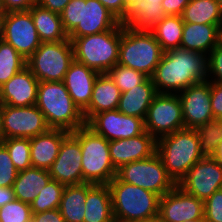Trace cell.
Instances as JSON below:
<instances>
[{"mask_svg": "<svg viewBox=\"0 0 222 222\" xmlns=\"http://www.w3.org/2000/svg\"><path fill=\"white\" fill-rule=\"evenodd\" d=\"M202 53L183 48L164 51L151 76L157 93L182 91L207 81V58ZM167 89L166 91L161 89ZM171 90L170 92H168Z\"/></svg>", "mask_w": 222, "mask_h": 222, "instance_id": "obj_1", "label": "cell"}, {"mask_svg": "<svg viewBox=\"0 0 222 222\" xmlns=\"http://www.w3.org/2000/svg\"><path fill=\"white\" fill-rule=\"evenodd\" d=\"M36 106L49 128L74 132L86 125L83 112L72 100L63 81H39Z\"/></svg>", "mask_w": 222, "mask_h": 222, "instance_id": "obj_2", "label": "cell"}, {"mask_svg": "<svg viewBox=\"0 0 222 222\" xmlns=\"http://www.w3.org/2000/svg\"><path fill=\"white\" fill-rule=\"evenodd\" d=\"M115 222L146 221L158 218L160 196L116 176L107 184Z\"/></svg>", "mask_w": 222, "mask_h": 222, "instance_id": "obj_3", "label": "cell"}, {"mask_svg": "<svg viewBox=\"0 0 222 222\" xmlns=\"http://www.w3.org/2000/svg\"><path fill=\"white\" fill-rule=\"evenodd\" d=\"M156 153L176 184L203 158L196 129L183 128L159 137Z\"/></svg>", "mask_w": 222, "mask_h": 222, "instance_id": "obj_4", "label": "cell"}, {"mask_svg": "<svg viewBox=\"0 0 222 222\" xmlns=\"http://www.w3.org/2000/svg\"><path fill=\"white\" fill-rule=\"evenodd\" d=\"M60 17L71 42L78 37L111 30L120 23L99 0H70Z\"/></svg>", "mask_w": 222, "mask_h": 222, "instance_id": "obj_5", "label": "cell"}, {"mask_svg": "<svg viewBox=\"0 0 222 222\" xmlns=\"http://www.w3.org/2000/svg\"><path fill=\"white\" fill-rule=\"evenodd\" d=\"M122 24L93 35L75 38L72 41L74 60L102 73L112 69L119 59Z\"/></svg>", "mask_w": 222, "mask_h": 222, "instance_id": "obj_6", "label": "cell"}, {"mask_svg": "<svg viewBox=\"0 0 222 222\" xmlns=\"http://www.w3.org/2000/svg\"><path fill=\"white\" fill-rule=\"evenodd\" d=\"M164 51L150 30L122 25L118 64L151 78Z\"/></svg>", "mask_w": 222, "mask_h": 222, "instance_id": "obj_7", "label": "cell"}, {"mask_svg": "<svg viewBox=\"0 0 222 222\" xmlns=\"http://www.w3.org/2000/svg\"><path fill=\"white\" fill-rule=\"evenodd\" d=\"M80 142L83 183L107 185L117 173L109 153V141L87 125L71 132Z\"/></svg>", "mask_w": 222, "mask_h": 222, "instance_id": "obj_8", "label": "cell"}, {"mask_svg": "<svg viewBox=\"0 0 222 222\" xmlns=\"http://www.w3.org/2000/svg\"><path fill=\"white\" fill-rule=\"evenodd\" d=\"M74 61V49L70 40L41 43L27 59V67L38 81H63Z\"/></svg>", "mask_w": 222, "mask_h": 222, "instance_id": "obj_9", "label": "cell"}, {"mask_svg": "<svg viewBox=\"0 0 222 222\" xmlns=\"http://www.w3.org/2000/svg\"><path fill=\"white\" fill-rule=\"evenodd\" d=\"M116 177L120 181L139 186L160 197L177 185L167 174L157 153L149 158L122 165L117 170Z\"/></svg>", "mask_w": 222, "mask_h": 222, "instance_id": "obj_10", "label": "cell"}, {"mask_svg": "<svg viewBox=\"0 0 222 222\" xmlns=\"http://www.w3.org/2000/svg\"><path fill=\"white\" fill-rule=\"evenodd\" d=\"M144 126L145 131L156 140L159 136L183 129L184 119L179 96L175 93H157L148 108Z\"/></svg>", "mask_w": 222, "mask_h": 222, "instance_id": "obj_11", "label": "cell"}, {"mask_svg": "<svg viewBox=\"0 0 222 222\" xmlns=\"http://www.w3.org/2000/svg\"><path fill=\"white\" fill-rule=\"evenodd\" d=\"M2 40L10 44L27 61L41 44L31 13L7 12Z\"/></svg>", "mask_w": 222, "mask_h": 222, "instance_id": "obj_12", "label": "cell"}, {"mask_svg": "<svg viewBox=\"0 0 222 222\" xmlns=\"http://www.w3.org/2000/svg\"><path fill=\"white\" fill-rule=\"evenodd\" d=\"M177 185L204 202L215 191L222 189V166L213 157H203Z\"/></svg>", "mask_w": 222, "mask_h": 222, "instance_id": "obj_13", "label": "cell"}, {"mask_svg": "<svg viewBox=\"0 0 222 222\" xmlns=\"http://www.w3.org/2000/svg\"><path fill=\"white\" fill-rule=\"evenodd\" d=\"M2 117L5 139L32 138L49 129L43 113L36 105H3Z\"/></svg>", "mask_w": 222, "mask_h": 222, "instance_id": "obj_14", "label": "cell"}, {"mask_svg": "<svg viewBox=\"0 0 222 222\" xmlns=\"http://www.w3.org/2000/svg\"><path fill=\"white\" fill-rule=\"evenodd\" d=\"M86 125L108 141L128 139L145 131L142 118L127 116L117 109L95 114Z\"/></svg>", "mask_w": 222, "mask_h": 222, "instance_id": "obj_15", "label": "cell"}, {"mask_svg": "<svg viewBox=\"0 0 222 222\" xmlns=\"http://www.w3.org/2000/svg\"><path fill=\"white\" fill-rule=\"evenodd\" d=\"M158 219L160 222L204 219L203 201L176 185L170 192L161 196Z\"/></svg>", "mask_w": 222, "mask_h": 222, "instance_id": "obj_16", "label": "cell"}, {"mask_svg": "<svg viewBox=\"0 0 222 222\" xmlns=\"http://www.w3.org/2000/svg\"><path fill=\"white\" fill-rule=\"evenodd\" d=\"M82 153L79 140L70 132L61 143L59 153L50 167L49 174L53 180L63 185L83 183Z\"/></svg>", "mask_w": 222, "mask_h": 222, "instance_id": "obj_17", "label": "cell"}, {"mask_svg": "<svg viewBox=\"0 0 222 222\" xmlns=\"http://www.w3.org/2000/svg\"><path fill=\"white\" fill-rule=\"evenodd\" d=\"M184 128L196 129L214 119L211 106L210 82L204 81L181 91Z\"/></svg>", "mask_w": 222, "mask_h": 222, "instance_id": "obj_18", "label": "cell"}, {"mask_svg": "<svg viewBox=\"0 0 222 222\" xmlns=\"http://www.w3.org/2000/svg\"><path fill=\"white\" fill-rule=\"evenodd\" d=\"M157 140L147 131L128 139L109 141V153L116 170L122 165L143 160L156 153Z\"/></svg>", "mask_w": 222, "mask_h": 222, "instance_id": "obj_19", "label": "cell"}, {"mask_svg": "<svg viewBox=\"0 0 222 222\" xmlns=\"http://www.w3.org/2000/svg\"><path fill=\"white\" fill-rule=\"evenodd\" d=\"M39 81L26 66L0 87L3 105L24 107L36 105Z\"/></svg>", "mask_w": 222, "mask_h": 222, "instance_id": "obj_20", "label": "cell"}, {"mask_svg": "<svg viewBox=\"0 0 222 222\" xmlns=\"http://www.w3.org/2000/svg\"><path fill=\"white\" fill-rule=\"evenodd\" d=\"M99 74V72L74 60L64 76L63 83L72 100L82 112L89 106L93 85Z\"/></svg>", "mask_w": 222, "mask_h": 222, "instance_id": "obj_21", "label": "cell"}, {"mask_svg": "<svg viewBox=\"0 0 222 222\" xmlns=\"http://www.w3.org/2000/svg\"><path fill=\"white\" fill-rule=\"evenodd\" d=\"M70 132L49 128L46 132L30 138L32 167L49 170L58 156L63 139Z\"/></svg>", "mask_w": 222, "mask_h": 222, "instance_id": "obj_22", "label": "cell"}, {"mask_svg": "<svg viewBox=\"0 0 222 222\" xmlns=\"http://www.w3.org/2000/svg\"><path fill=\"white\" fill-rule=\"evenodd\" d=\"M121 91L107 73L96 78L89 106L83 111L86 123L97 113L118 108Z\"/></svg>", "mask_w": 222, "mask_h": 222, "instance_id": "obj_23", "label": "cell"}, {"mask_svg": "<svg viewBox=\"0 0 222 222\" xmlns=\"http://www.w3.org/2000/svg\"><path fill=\"white\" fill-rule=\"evenodd\" d=\"M221 26L184 22L180 48L204 55L207 51L211 52L220 42Z\"/></svg>", "mask_w": 222, "mask_h": 222, "instance_id": "obj_24", "label": "cell"}, {"mask_svg": "<svg viewBox=\"0 0 222 222\" xmlns=\"http://www.w3.org/2000/svg\"><path fill=\"white\" fill-rule=\"evenodd\" d=\"M165 16L167 15L162 3L135 0L128 3L127 11L120 23L136 30H151Z\"/></svg>", "mask_w": 222, "mask_h": 222, "instance_id": "obj_25", "label": "cell"}, {"mask_svg": "<svg viewBox=\"0 0 222 222\" xmlns=\"http://www.w3.org/2000/svg\"><path fill=\"white\" fill-rule=\"evenodd\" d=\"M156 94L152 79L147 78L142 84L121 93L117 110L127 116L139 117L144 120Z\"/></svg>", "mask_w": 222, "mask_h": 222, "instance_id": "obj_26", "label": "cell"}, {"mask_svg": "<svg viewBox=\"0 0 222 222\" xmlns=\"http://www.w3.org/2000/svg\"><path fill=\"white\" fill-rule=\"evenodd\" d=\"M83 222H115L108 185L87 183Z\"/></svg>", "mask_w": 222, "mask_h": 222, "instance_id": "obj_27", "label": "cell"}, {"mask_svg": "<svg viewBox=\"0 0 222 222\" xmlns=\"http://www.w3.org/2000/svg\"><path fill=\"white\" fill-rule=\"evenodd\" d=\"M41 43L69 40L60 14L52 12L35 3L29 10Z\"/></svg>", "mask_w": 222, "mask_h": 222, "instance_id": "obj_28", "label": "cell"}, {"mask_svg": "<svg viewBox=\"0 0 222 222\" xmlns=\"http://www.w3.org/2000/svg\"><path fill=\"white\" fill-rule=\"evenodd\" d=\"M51 179L49 171L45 169L30 167L18 172L13 184L15 199L31 204Z\"/></svg>", "mask_w": 222, "mask_h": 222, "instance_id": "obj_29", "label": "cell"}, {"mask_svg": "<svg viewBox=\"0 0 222 222\" xmlns=\"http://www.w3.org/2000/svg\"><path fill=\"white\" fill-rule=\"evenodd\" d=\"M87 183L66 185L60 201L59 211L65 222H83Z\"/></svg>", "mask_w": 222, "mask_h": 222, "instance_id": "obj_30", "label": "cell"}, {"mask_svg": "<svg viewBox=\"0 0 222 222\" xmlns=\"http://www.w3.org/2000/svg\"><path fill=\"white\" fill-rule=\"evenodd\" d=\"M181 18L194 24L222 25V10L216 0H191Z\"/></svg>", "mask_w": 222, "mask_h": 222, "instance_id": "obj_31", "label": "cell"}, {"mask_svg": "<svg viewBox=\"0 0 222 222\" xmlns=\"http://www.w3.org/2000/svg\"><path fill=\"white\" fill-rule=\"evenodd\" d=\"M184 28L181 16L167 15L159 21L151 32L163 51L180 48Z\"/></svg>", "mask_w": 222, "mask_h": 222, "instance_id": "obj_32", "label": "cell"}, {"mask_svg": "<svg viewBox=\"0 0 222 222\" xmlns=\"http://www.w3.org/2000/svg\"><path fill=\"white\" fill-rule=\"evenodd\" d=\"M27 66V61L8 43L0 40V87Z\"/></svg>", "mask_w": 222, "mask_h": 222, "instance_id": "obj_33", "label": "cell"}, {"mask_svg": "<svg viewBox=\"0 0 222 222\" xmlns=\"http://www.w3.org/2000/svg\"><path fill=\"white\" fill-rule=\"evenodd\" d=\"M64 188L65 185L51 179L31 202L32 214L59 208Z\"/></svg>", "mask_w": 222, "mask_h": 222, "instance_id": "obj_34", "label": "cell"}, {"mask_svg": "<svg viewBox=\"0 0 222 222\" xmlns=\"http://www.w3.org/2000/svg\"><path fill=\"white\" fill-rule=\"evenodd\" d=\"M200 152L203 157H213L222 140V119H212L196 128Z\"/></svg>", "mask_w": 222, "mask_h": 222, "instance_id": "obj_35", "label": "cell"}, {"mask_svg": "<svg viewBox=\"0 0 222 222\" xmlns=\"http://www.w3.org/2000/svg\"><path fill=\"white\" fill-rule=\"evenodd\" d=\"M7 150L18 172L32 167L30 138H7L1 143Z\"/></svg>", "mask_w": 222, "mask_h": 222, "instance_id": "obj_36", "label": "cell"}, {"mask_svg": "<svg viewBox=\"0 0 222 222\" xmlns=\"http://www.w3.org/2000/svg\"><path fill=\"white\" fill-rule=\"evenodd\" d=\"M107 74L122 93L142 84L148 78L141 72L122 66L118 63L110 69Z\"/></svg>", "mask_w": 222, "mask_h": 222, "instance_id": "obj_37", "label": "cell"}, {"mask_svg": "<svg viewBox=\"0 0 222 222\" xmlns=\"http://www.w3.org/2000/svg\"><path fill=\"white\" fill-rule=\"evenodd\" d=\"M30 204L14 199L0 207V222H31Z\"/></svg>", "mask_w": 222, "mask_h": 222, "instance_id": "obj_38", "label": "cell"}, {"mask_svg": "<svg viewBox=\"0 0 222 222\" xmlns=\"http://www.w3.org/2000/svg\"><path fill=\"white\" fill-rule=\"evenodd\" d=\"M17 174L8 150L0 144V186L13 187Z\"/></svg>", "mask_w": 222, "mask_h": 222, "instance_id": "obj_39", "label": "cell"}, {"mask_svg": "<svg viewBox=\"0 0 222 222\" xmlns=\"http://www.w3.org/2000/svg\"><path fill=\"white\" fill-rule=\"evenodd\" d=\"M205 222H222V189L203 202Z\"/></svg>", "mask_w": 222, "mask_h": 222, "instance_id": "obj_40", "label": "cell"}, {"mask_svg": "<svg viewBox=\"0 0 222 222\" xmlns=\"http://www.w3.org/2000/svg\"><path fill=\"white\" fill-rule=\"evenodd\" d=\"M211 55V56H210ZM207 72L213 73L217 78L212 82L222 83V42L220 41L210 52L207 59Z\"/></svg>", "mask_w": 222, "mask_h": 222, "instance_id": "obj_41", "label": "cell"}, {"mask_svg": "<svg viewBox=\"0 0 222 222\" xmlns=\"http://www.w3.org/2000/svg\"><path fill=\"white\" fill-rule=\"evenodd\" d=\"M210 94L214 119H222V83L210 81Z\"/></svg>", "mask_w": 222, "mask_h": 222, "instance_id": "obj_42", "label": "cell"}, {"mask_svg": "<svg viewBox=\"0 0 222 222\" xmlns=\"http://www.w3.org/2000/svg\"><path fill=\"white\" fill-rule=\"evenodd\" d=\"M191 0H163L162 6L166 15L181 16Z\"/></svg>", "mask_w": 222, "mask_h": 222, "instance_id": "obj_43", "label": "cell"}, {"mask_svg": "<svg viewBox=\"0 0 222 222\" xmlns=\"http://www.w3.org/2000/svg\"><path fill=\"white\" fill-rule=\"evenodd\" d=\"M109 11L121 20L127 11V0H99Z\"/></svg>", "mask_w": 222, "mask_h": 222, "instance_id": "obj_44", "label": "cell"}, {"mask_svg": "<svg viewBox=\"0 0 222 222\" xmlns=\"http://www.w3.org/2000/svg\"><path fill=\"white\" fill-rule=\"evenodd\" d=\"M31 222H65L59 208L32 214Z\"/></svg>", "mask_w": 222, "mask_h": 222, "instance_id": "obj_45", "label": "cell"}, {"mask_svg": "<svg viewBox=\"0 0 222 222\" xmlns=\"http://www.w3.org/2000/svg\"><path fill=\"white\" fill-rule=\"evenodd\" d=\"M37 0H3L6 12L28 11Z\"/></svg>", "mask_w": 222, "mask_h": 222, "instance_id": "obj_46", "label": "cell"}, {"mask_svg": "<svg viewBox=\"0 0 222 222\" xmlns=\"http://www.w3.org/2000/svg\"><path fill=\"white\" fill-rule=\"evenodd\" d=\"M70 0H37V4L52 12L60 14Z\"/></svg>", "mask_w": 222, "mask_h": 222, "instance_id": "obj_47", "label": "cell"}, {"mask_svg": "<svg viewBox=\"0 0 222 222\" xmlns=\"http://www.w3.org/2000/svg\"><path fill=\"white\" fill-rule=\"evenodd\" d=\"M15 199L13 187H1L0 186V207L7 203H10Z\"/></svg>", "mask_w": 222, "mask_h": 222, "instance_id": "obj_48", "label": "cell"}, {"mask_svg": "<svg viewBox=\"0 0 222 222\" xmlns=\"http://www.w3.org/2000/svg\"><path fill=\"white\" fill-rule=\"evenodd\" d=\"M213 158L217 163H219L222 166V140L218 144V147L215 150Z\"/></svg>", "mask_w": 222, "mask_h": 222, "instance_id": "obj_49", "label": "cell"}, {"mask_svg": "<svg viewBox=\"0 0 222 222\" xmlns=\"http://www.w3.org/2000/svg\"><path fill=\"white\" fill-rule=\"evenodd\" d=\"M2 111H3V104L0 102V144L5 139V133H4V129H3Z\"/></svg>", "mask_w": 222, "mask_h": 222, "instance_id": "obj_50", "label": "cell"}, {"mask_svg": "<svg viewBox=\"0 0 222 222\" xmlns=\"http://www.w3.org/2000/svg\"><path fill=\"white\" fill-rule=\"evenodd\" d=\"M6 15H0V40L3 36V28H4V19Z\"/></svg>", "mask_w": 222, "mask_h": 222, "instance_id": "obj_51", "label": "cell"}, {"mask_svg": "<svg viewBox=\"0 0 222 222\" xmlns=\"http://www.w3.org/2000/svg\"><path fill=\"white\" fill-rule=\"evenodd\" d=\"M6 10L3 5V0H0V15H6Z\"/></svg>", "mask_w": 222, "mask_h": 222, "instance_id": "obj_52", "label": "cell"}, {"mask_svg": "<svg viewBox=\"0 0 222 222\" xmlns=\"http://www.w3.org/2000/svg\"><path fill=\"white\" fill-rule=\"evenodd\" d=\"M135 222H160L158 218H154L151 220H146V221H135Z\"/></svg>", "mask_w": 222, "mask_h": 222, "instance_id": "obj_53", "label": "cell"}, {"mask_svg": "<svg viewBox=\"0 0 222 222\" xmlns=\"http://www.w3.org/2000/svg\"><path fill=\"white\" fill-rule=\"evenodd\" d=\"M163 0H146L148 3H162Z\"/></svg>", "mask_w": 222, "mask_h": 222, "instance_id": "obj_54", "label": "cell"}, {"mask_svg": "<svg viewBox=\"0 0 222 222\" xmlns=\"http://www.w3.org/2000/svg\"><path fill=\"white\" fill-rule=\"evenodd\" d=\"M185 222H205V219H195V220H188Z\"/></svg>", "mask_w": 222, "mask_h": 222, "instance_id": "obj_55", "label": "cell"}, {"mask_svg": "<svg viewBox=\"0 0 222 222\" xmlns=\"http://www.w3.org/2000/svg\"><path fill=\"white\" fill-rule=\"evenodd\" d=\"M218 2V4L220 5V8L222 10V0H216Z\"/></svg>", "mask_w": 222, "mask_h": 222, "instance_id": "obj_56", "label": "cell"}, {"mask_svg": "<svg viewBox=\"0 0 222 222\" xmlns=\"http://www.w3.org/2000/svg\"><path fill=\"white\" fill-rule=\"evenodd\" d=\"M220 41L222 42V26H221V37H220Z\"/></svg>", "mask_w": 222, "mask_h": 222, "instance_id": "obj_57", "label": "cell"}, {"mask_svg": "<svg viewBox=\"0 0 222 222\" xmlns=\"http://www.w3.org/2000/svg\"><path fill=\"white\" fill-rule=\"evenodd\" d=\"M131 1H135V0H127V4L130 3Z\"/></svg>", "mask_w": 222, "mask_h": 222, "instance_id": "obj_58", "label": "cell"}]
</instances>
